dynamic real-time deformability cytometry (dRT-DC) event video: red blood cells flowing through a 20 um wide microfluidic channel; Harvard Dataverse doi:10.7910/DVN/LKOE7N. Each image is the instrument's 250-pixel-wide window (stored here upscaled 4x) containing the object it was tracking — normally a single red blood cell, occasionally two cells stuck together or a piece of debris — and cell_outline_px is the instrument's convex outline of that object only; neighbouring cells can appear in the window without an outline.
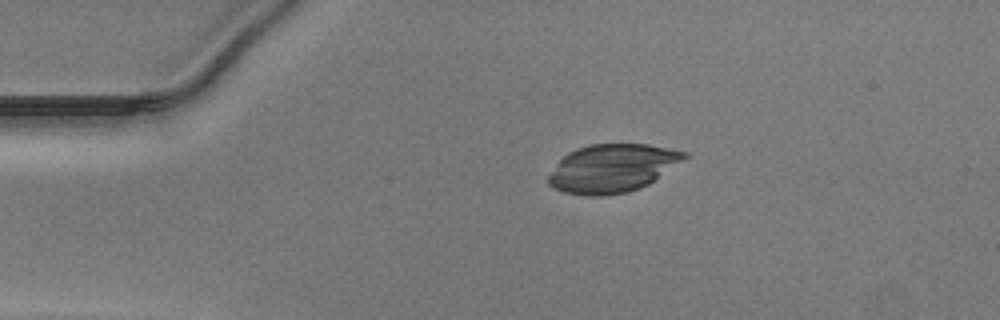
{"species": "Egyptian fruit bat (a non-hibernating species)", "species_latin": "Rousettus aegyptiacus", "temperature_condition": "warm", "stored_images_in_passage": 19, "camera_frame_rate_fps": 3000, "um_per_image_px": 0.085, "animal": {"sex": "male"}, "frame": {"image": 1, "passage_image": 1, "time_ms": 0.0, "image_size_px": [1000, 320], "cell_outline_px": [[688, 156], [648, 184], [628, 192], [600, 196], [588, 196], [564, 192], [548, 184], [548, 176], [560, 160], [568, 152], [576, 148], [592, 144], [648, 144], [688, 152]], "centroid_in_image_um": [52.03, 14.29], "position_along_channel_um": 33.0, "area_um2": 37.74}}